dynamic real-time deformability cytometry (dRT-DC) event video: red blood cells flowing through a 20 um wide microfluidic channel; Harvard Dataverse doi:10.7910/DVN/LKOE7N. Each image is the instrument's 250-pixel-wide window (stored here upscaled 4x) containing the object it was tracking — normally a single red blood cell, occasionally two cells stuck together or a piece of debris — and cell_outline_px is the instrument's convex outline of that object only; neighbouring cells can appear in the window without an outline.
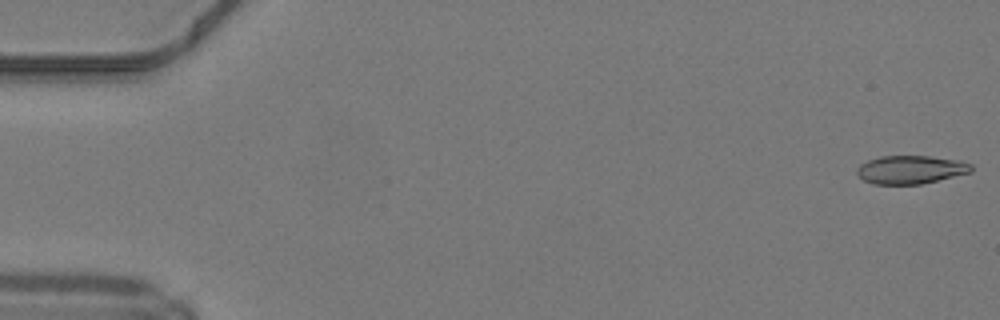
{"species": "common noctule bat (a hibernating species)", "species_latin": "Nyctalus noctula", "temperature_condition": "warm", "stored_images_in_passage": 49, "camera_frame_rate_fps": 3000, "um_per_image_px": 0.085, "animal": {"sex": "male", "body_mass_g": 19.2, "forearm_length_mm": 51.8}, "frame": {"image": 1, "passage_image": 1, "time_ms": 0.0, "image_size_px": [1000, 320], "cell_outline_px": [[972, 172], [920, 184], [872, 184], [864, 180], [856, 172], [856, 168], [860, 164], [868, 160], [880, 156], [928, 156], [956, 160], [972, 164]], "centroid_in_image_um": [77.38, 14.42], "position_along_channel_um": 7.6, "area_um2": 18.73}}
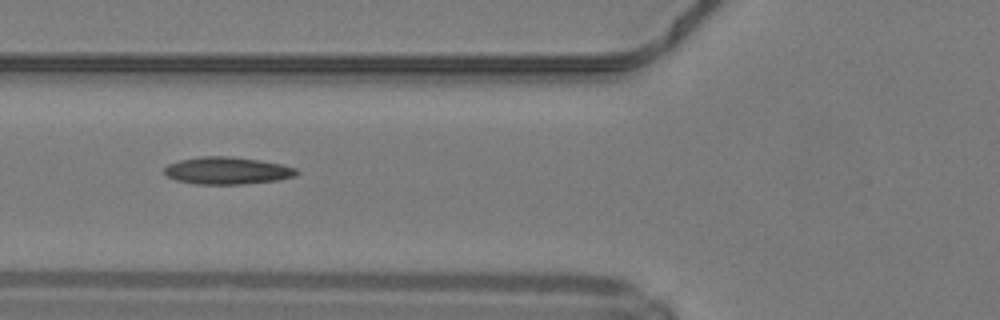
{"frame": {"image": 2, "passage_image": 19, "time_ms": 6.0, "image_size_px": [1000, 320], "cell_outline_px": [[300, 172], [296, 176], [276, 180], [244, 184], [196, 184], [176, 180], [168, 176], [164, 172], [164, 168], [168, 164], [180, 160], [200, 156], [232, 156], [260, 160], [280, 164], [296, 168]], "centroid_in_image_um": [19.32, 14.5], "position_along_channel_um": 106.5, "area_um2": 21.04}}
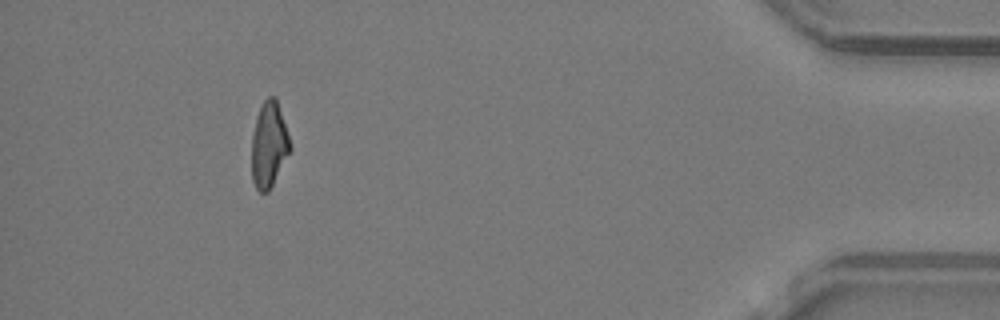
{"frame": {"image": 3, "passage_image": 45, "time_ms": 14.667, "image_size_px": [1000, 320], "cell_outline_px": [[292, 148], [268, 192], [260, 192], [256, 188], [252, 180], [252, 136], [256, 116], [264, 100], [268, 96], [276, 96]], "centroid_in_image_um": [22.85, 12.29], "position_along_channel_um": 412.3, "area_um2": 19.02}, "authors_computed_cell_mechanics": {"area_um2": 19.9988, "velocity_mm_per_s": 4.2449, "shape_relaxation_time_tau1_ms": null, "shape_relaxation_time_tau2_ms": 3.3574, "deformation_change_tau1": null, "deformation_change_tau2": 0.1225}}